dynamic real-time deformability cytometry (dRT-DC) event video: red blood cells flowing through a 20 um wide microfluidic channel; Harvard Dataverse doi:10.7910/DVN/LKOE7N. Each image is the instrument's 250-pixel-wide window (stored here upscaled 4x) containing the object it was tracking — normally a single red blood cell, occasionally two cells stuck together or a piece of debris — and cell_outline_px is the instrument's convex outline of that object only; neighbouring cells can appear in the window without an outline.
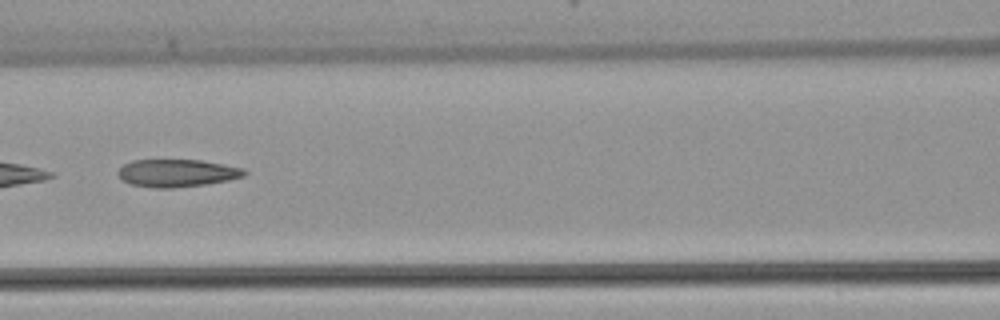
{"species": "common noctule bat (a hibernating species)", "species_latin": "Nyctalus noctula", "temperature_condition": "warm", "stored_images_in_passage": 15, "camera_frame_rate_fps": 3000, "um_per_image_px": 0.085, "animal": {"sex": "female", "body_mass_g": 22.7, "forearm_length_mm": 54.2}, "frame": {"image": 1, "passage_image": 7, "time_ms": 2.0, "image_size_px": [1000, 320], "cell_outline_px": [[248, 172], [244, 176], [228, 180], [208, 184], [172, 188], [152, 188], [128, 184], [116, 172], [124, 164], [132, 160], [200, 160], [244, 168]], "centroid_in_image_um": [15.04, 14.72], "position_along_channel_um": 151.6, "area_um2": 20.4}}
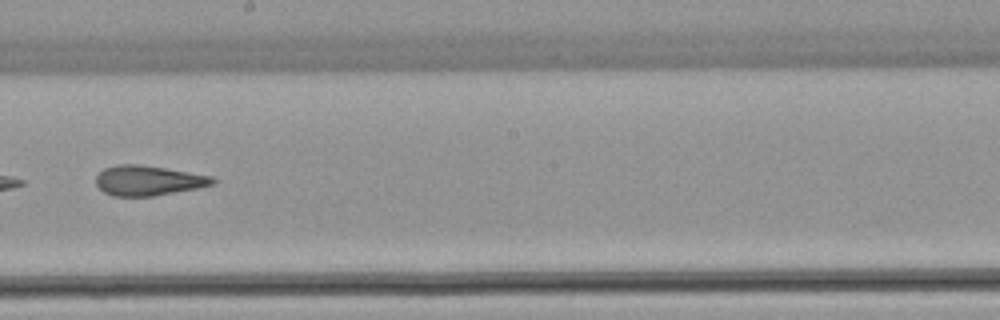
{"frame": {"image": 2, "passage_image": 13, "time_ms": 4.0, "image_size_px": [1000, 320], "cell_outline_px": [[216, 184], [196, 188], [152, 196], [112, 196], [104, 192], [96, 184], [96, 176], [104, 168], [116, 164], [140, 164], [212, 176], [216, 180]], "centroid_in_image_um": [12.58, 15.34], "position_along_channel_um": 235.6, "area_um2": 20.29}}